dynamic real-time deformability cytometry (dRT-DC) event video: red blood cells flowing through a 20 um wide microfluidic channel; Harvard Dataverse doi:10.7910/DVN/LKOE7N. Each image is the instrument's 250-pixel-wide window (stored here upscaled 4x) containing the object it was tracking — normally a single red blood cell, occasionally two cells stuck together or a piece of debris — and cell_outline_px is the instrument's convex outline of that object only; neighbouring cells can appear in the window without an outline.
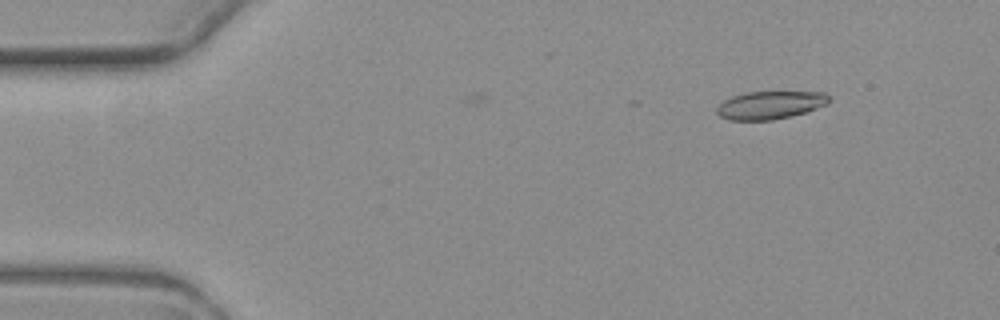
{"species": "common noctule bat (a hibernating species)", "species_latin": "Nyctalus noctula", "temperature_condition": "warm", "stored_images_in_passage": 5, "segment_of_instrument_passage": [2, 2], "camera_frame_rate_fps": 3000, "um_per_image_px": 0.085, "animal": {"sex": "female", "body_mass_g": 19.3, "forearm_length_mm": 54.1}, "frame": {"image": 1, "passage_image": 5, "time_ms": 6.0, "image_size_px": [1000, 320], "cell_outline_px": [[828, 104], [808, 112], [772, 120], [732, 120], [720, 116], [716, 112], [716, 108], [724, 100], [732, 96], [748, 92], [824, 92], [828, 96]], "centroid_in_image_um": [65.47, 8.93], "position_along_channel_um": 19.5, "area_um2": 18.21}}